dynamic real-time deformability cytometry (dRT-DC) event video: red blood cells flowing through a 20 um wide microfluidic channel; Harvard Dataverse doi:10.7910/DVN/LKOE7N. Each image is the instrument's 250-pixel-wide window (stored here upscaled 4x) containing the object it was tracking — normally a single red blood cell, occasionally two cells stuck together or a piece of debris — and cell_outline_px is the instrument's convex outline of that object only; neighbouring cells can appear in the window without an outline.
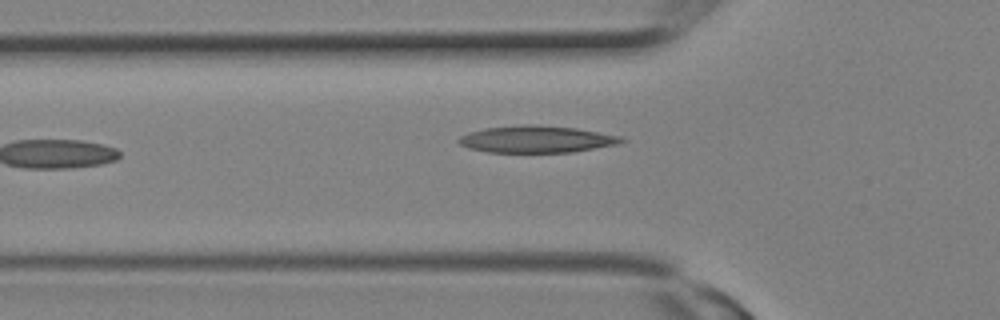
{"species": "Egyptian fruit bat (a non-hibernating species)", "species_latin": "Rousettus aegyptiacus", "temperature_condition": "room temperature", "stored_images_in_passage": 6, "camera_frame_rate_fps": 3000, "um_per_image_px": 0.085, "animal": {"sex": "female"}, "frame": {"image": 1, "passage_image": 6, "time_ms": 1.667, "image_size_px": [1000, 320], "cell_outline_px": [[628, 140], [620, 144], [572, 152], [488, 152], [468, 148], [460, 144], [456, 140], [460, 136], [468, 132], [484, 128], [524, 124], [536, 124], [576, 128], [624, 136]], "centroid_in_image_um": [45.65, 11.82], "position_along_channel_um": 80.2, "area_um2": 25.89}}